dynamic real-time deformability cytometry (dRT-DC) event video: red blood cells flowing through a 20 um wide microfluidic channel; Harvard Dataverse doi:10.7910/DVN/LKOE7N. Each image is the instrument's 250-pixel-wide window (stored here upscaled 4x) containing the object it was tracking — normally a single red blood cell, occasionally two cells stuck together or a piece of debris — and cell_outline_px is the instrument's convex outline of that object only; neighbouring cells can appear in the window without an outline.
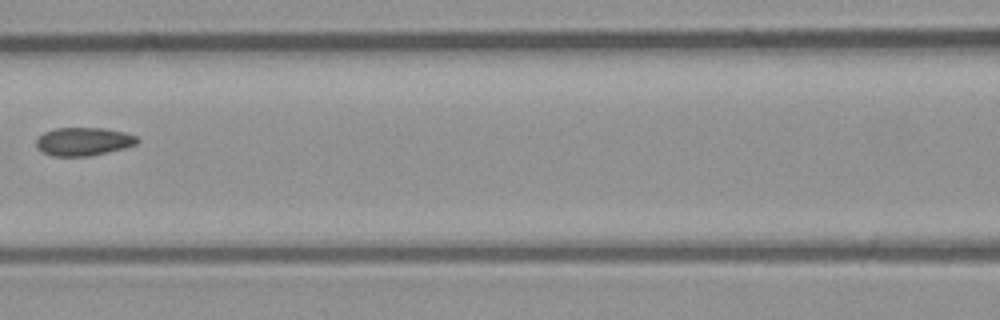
{"species": "common noctule bat (a hibernating species)", "species_latin": "Nyctalus noctula", "temperature_condition": "room temperature", "stored_images_in_passage": 5, "camera_frame_rate_fps": 3000, "um_per_image_px": 0.085, "animal": {"sex": "male", "body_mass_g": 23.1, "forearm_length_mm": 52.7}, "frame": {"image": 1, "passage_image": 4, "time_ms": 1.0, "image_size_px": [1000, 320], "cell_outline_px": [[140, 140], [136, 144], [124, 148], [92, 156], [52, 156], [36, 148], [36, 140], [44, 132], [52, 128], [104, 128], [124, 132], [136, 136]], "centroid_in_image_um": [7.09, 12.03], "position_along_channel_um": 159.5, "area_um2": 16.7}}
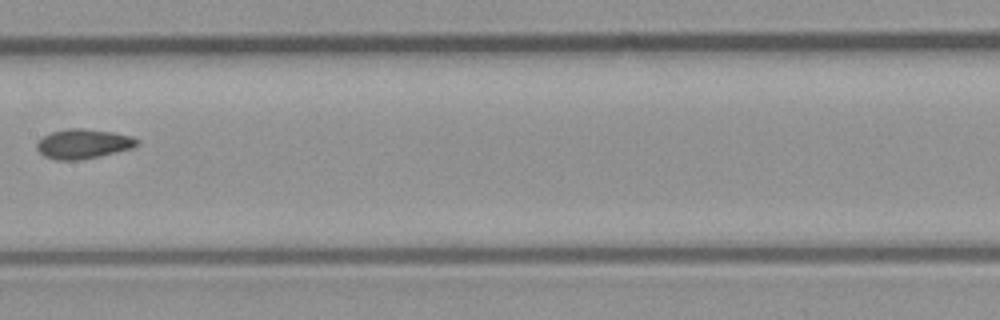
{"frame": {"image": 2, "passage_image": 5, "time_ms": 1.333, "image_size_px": [1000, 320], "cell_outline_px": [[140, 144], [132, 148], [100, 156], [80, 160], [56, 160], [44, 156], [36, 148], [36, 144], [44, 136], [52, 132], [68, 128], [84, 128], [112, 132], [132, 136], [140, 140]], "centroid_in_image_um": [7.1, 12.23], "position_along_channel_um": 200.3, "area_um2": 17.34}}